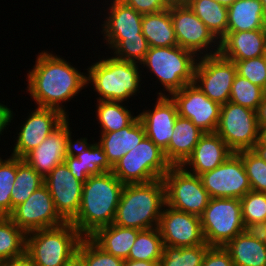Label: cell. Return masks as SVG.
I'll return each instance as SVG.
<instances>
[{"label":"cell","instance_id":"1","mask_svg":"<svg viewBox=\"0 0 266 266\" xmlns=\"http://www.w3.org/2000/svg\"><path fill=\"white\" fill-rule=\"evenodd\" d=\"M26 79V92L37 107L56 109L66 117H69L64 107L66 102L88 87L87 72L81 73L71 62L47 50L38 52Z\"/></svg>","mask_w":266,"mask_h":266},{"label":"cell","instance_id":"2","mask_svg":"<svg viewBox=\"0 0 266 266\" xmlns=\"http://www.w3.org/2000/svg\"><path fill=\"white\" fill-rule=\"evenodd\" d=\"M123 186L112 171L92 175L83 184L80 208L71 222L83 237L114 223Z\"/></svg>","mask_w":266,"mask_h":266},{"label":"cell","instance_id":"3","mask_svg":"<svg viewBox=\"0 0 266 266\" xmlns=\"http://www.w3.org/2000/svg\"><path fill=\"white\" fill-rule=\"evenodd\" d=\"M165 204L163 179L148 183L125 184L113 224L139 230L158 227Z\"/></svg>","mask_w":266,"mask_h":266},{"label":"cell","instance_id":"4","mask_svg":"<svg viewBox=\"0 0 266 266\" xmlns=\"http://www.w3.org/2000/svg\"><path fill=\"white\" fill-rule=\"evenodd\" d=\"M100 59L85 69L87 86H93V91L98 94L97 101L125 102L140 93L143 76L139 67L141 64L114 56Z\"/></svg>","mask_w":266,"mask_h":266},{"label":"cell","instance_id":"5","mask_svg":"<svg viewBox=\"0 0 266 266\" xmlns=\"http://www.w3.org/2000/svg\"><path fill=\"white\" fill-rule=\"evenodd\" d=\"M198 57L180 46L149 47L140 67L154 74L163 88L158 96H171L187 84L194 82ZM143 64V65H142ZM165 89V90H164ZM168 92V93H166Z\"/></svg>","mask_w":266,"mask_h":266},{"label":"cell","instance_id":"6","mask_svg":"<svg viewBox=\"0 0 266 266\" xmlns=\"http://www.w3.org/2000/svg\"><path fill=\"white\" fill-rule=\"evenodd\" d=\"M82 238L71 222L35 230L26 235V253L36 266H65Z\"/></svg>","mask_w":266,"mask_h":266},{"label":"cell","instance_id":"7","mask_svg":"<svg viewBox=\"0 0 266 266\" xmlns=\"http://www.w3.org/2000/svg\"><path fill=\"white\" fill-rule=\"evenodd\" d=\"M171 167L164 151L145 136L114 164L112 173L124 185L148 183L162 179Z\"/></svg>","mask_w":266,"mask_h":266},{"label":"cell","instance_id":"8","mask_svg":"<svg viewBox=\"0 0 266 266\" xmlns=\"http://www.w3.org/2000/svg\"><path fill=\"white\" fill-rule=\"evenodd\" d=\"M200 221L205 243L209 246L224 247L246 230L238 198H210Z\"/></svg>","mask_w":266,"mask_h":266},{"label":"cell","instance_id":"9","mask_svg":"<svg viewBox=\"0 0 266 266\" xmlns=\"http://www.w3.org/2000/svg\"><path fill=\"white\" fill-rule=\"evenodd\" d=\"M257 112L228 101L221 105L216 133L233 153L252 150L259 138Z\"/></svg>","mask_w":266,"mask_h":266},{"label":"cell","instance_id":"10","mask_svg":"<svg viewBox=\"0 0 266 266\" xmlns=\"http://www.w3.org/2000/svg\"><path fill=\"white\" fill-rule=\"evenodd\" d=\"M162 179L166 205L199 217L203 214L210 196L198 175L187 172L182 166H172Z\"/></svg>","mask_w":266,"mask_h":266},{"label":"cell","instance_id":"11","mask_svg":"<svg viewBox=\"0 0 266 266\" xmlns=\"http://www.w3.org/2000/svg\"><path fill=\"white\" fill-rule=\"evenodd\" d=\"M169 11L178 46L197 57L219 53V40L186 3H171Z\"/></svg>","mask_w":266,"mask_h":266},{"label":"cell","instance_id":"12","mask_svg":"<svg viewBox=\"0 0 266 266\" xmlns=\"http://www.w3.org/2000/svg\"><path fill=\"white\" fill-rule=\"evenodd\" d=\"M236 74L235 63L219 53L201 56L195 66L194 83L209 99L223 105L230 100Z\"/></svg>","mask_w":266,"mask_h":266},{"label":"cell","instance_id":"13","mask_svg":"<svg viewBox=\"0 0 266 266\" xmlns=\"http://www.w3.org/2000/svg\"><path fill=\"white\" fill-rule=\"evenodd\" d=\"M210 198L241 199L251 189L242 158L232 153L221 165L199 175Z\"/></svg>","mask_w":266,"mask_h":266},{"label":"cell","instance_id":"14","mask_svg":"<svg viewBox=\"0 0 266 266\" xmlns=\"http://www.w3.org/2000/svg\"><path fill=\"white\" fill-rule=\"evenodd\" d=\"M8 217L26 234L65 223L45 184L36 189L25 202L16 206Z\"/></svg>","mask_w":266,"mask_h":266},{"label":"cell","instance_id":"15","mask_svg":"<svg viewBox=\"0 0 266 266\" xmlns=\"http://www.w3.org/2000/svg\"><path fill=\"white\" fill-rule=\"evenodd\" d=\"M178 115L190 119L204 133L216 131L221 105L209 99L193 82L174 92Z\"/></svg>","mask_w":266,"mask_h":266},{"label":"cell","instance_id":"16","mask_svg":"<svg viewBox=\"0 0 266 266\" xmlns=\"http://www.w3.org/2000/svg\"><path fill=\"white\" fill-rule=\"evenodd\" d=\"M158 230L164 246L191 247L207 245L202 232L200 217L164 205Z\"/></svg>","mask_w":266,"mask_h":266},{"label":"cell","instance_id":"17","mask_svg":"<svg viewBox=\"0 0 266 266\" xmlns=\"http://www.w3.org/2000/svg\"><path fill=\"white\" fill-rule=\"evenodd\" d=\"M59 216L65 222H72L80 208L83 182L79 181L65 163L57 165L45 178Z\"/></svg>","mask_w":266,"mask_h":266},{"label":"cell","instance_id":"18","mask_svg":"<svg viewBox=\"0 0 266 266\" xmlns=\"http://www.w3.org/2000/svg\"><path fill=\"white\" fill-rule=\"evenodd\" d=\"M67 117L43 142L22 159L45 178L57 165L64 163L73 142Z\"/></svg>","mask_w":266,"mask_h":266},{"label":"cell","instance_id":"19","mask_svg":"<svg viewBox=\"0 0 266 266\" xmlns=\"http://www.w3.org/2000/svg\"><path fill=\"white\" fill-rule=\"evenodd\" d=\"M67 117L51 108L36 107L19 127L12 156L23 158L37 148Z\"/></svg>","mask_w":266,"mask_h":266},{"label":"cell","instance_id":"20","mask_svg":"<svg viewBox=\"0 0 266 266\" xmlns=\"http://www.w3.org/2000/svg\"><path fill=\"white\" fill-rule=\"evenodd\" d=\"M87 141L86 137L73 140L71 151L64 160L70 172L83 183L92 175H99L113 169L98 142L88 143Z\"/></svg>","mask_w":266,"mask_h":266},{"label":"cell","instance_id":"21","mask_svg":"<svg viewBox=\"0 0 266 266\" xmlns=\"http://www.w3.org/2000/svg\"><path fill=\"white\" fill-rule=\"evenodd\" d=\"M154 108L137 114L142 122L146 136L163 151L168 147L173 134L178 109L171 96H157Z\"/></svg>","mask_w":266,"mask_h":266},{"label":"cell","instance_id":"22","mask_svg":"<svg viewBox=\"0 0 266 266\" xmlns=\"http://www.w3.org/2000/svg\"><path fill=\"white\" fill-rule=\"evenodd\" d=\"M232 153L216 132L204 133L182 167L187 172L199 176L221 165Z\"/></svg>","mask_w":266,"mask_h":266},{"label":"cell","instance_id":"23","mask_svg":"<svg viewBox=\"0 0 266 266\" xmlns=\"http://www.w3.org/2000/svg\"><path fill=\"white\" fill-rule=\"evenodd\" d=\"M219 54L229 60H247L266 55V29L227 32L219 40Z\"/></svg>","mask_w":266,"mask_h":266},{"label":"cell","instance_id":"24","mask_svg":"<svg viewBox=\"0 0 266 266\" xmlns=\"http://www.w3.org/2000/svg\"><path fill=\"white\" fill-rule=\"evenodd\" d=\"M101 24L103 39H125L142 34L143 15L120 0H111Z\"/></svg>","mask_w":266,"mask_h":266},{"label":"cell","instance_id":"25","mask_svg":"<svg viewBox=\"0 0 266 266\" xmlns=\"http://www.w3.org/2000/svg\"><path fill=\"white\" fill-rule=\"evenodd\" d=\"M224 248L229 252L234 266H266V243L257 230L246 229Z\"/></svg>","mask_w":266,"mask_h":266},{"label":"cell","instance_id":"26","mask_svg":"<svg viewBox=\"0 0 266 266\" xmlns=\"http://www.w3.org/2000/svg\"><path fill=\"white\" fill-rule=\"evenodd\" d=\"M100 135L98 144L103 148L109 163L114 166L128 151L142 141L146 132L137 115L128 126L115 132H106Z\"/></svg>","mask_w":266,"mask_h":266},{"label":"cell","instance_id":"27","mask_svg":"<svg viewBox=\"0 0 266 266\" xmlns=\"http://www.w3.org/2000/svg\"><path fill=\"white\" fill-rule=\"evenodd\" d=\"M204 134L187 118L178 115L171 140L164 150L165 157L171 166H182L193 153L194 147Z\"/></svg>","mask_w":266,"mask_h":266},{"label":"cell","instance_id":"28","mask_svg":"<svg viewBox=\"0 0 266 266\" xmlns=\"http://www.w3.org/2000/svg\"><path fill=\"white\" fill-rule=\"evenodd\" d=\"M266 29L261 0H236L228 7L227 32Z\"/></svg>","mask_w":266,"mask_h":266},{"label":"cell","instance_id":"29","mask_svg":"<svg viewBox=\"0 0 266 266\" xmlns=\"http://www.w3.org/2000/svg\"><path fill=\"white\" fill-rule=\"evenodd\" d=\"M140 231L136 228L121 227L112 223L99 228L90 238L105 252L126 260Z\"/></svg>","mask_w":266,"mask_h":266},{"label":"cell","instance_id":"30","mask_svg":"<svg viewBox=\"0 0 266 266\" xmlns=\"http://www.w3.org/2000/svg\"><path fill=\"white\" fill-rule=\"evenodd\" d=\"M142 34L149 47L178 45L169 8L158 13L143 15Z\"/></svg>","mask_w":266,"mask_h":266},{"label":"cell","instance_id":"31","mask_svg":"<svg viewBox=\"0 0 266 266\" xmlns=\"http://www.w3.org/2000/svg\"><path fill=\"white\" fill-rule=\"evenodd\" d=\"M185 3L218 40L227 33V7L213 0H187Z\"/></svg>","mask_w":266,"mask_h":266},{"label":"cell","instance_id":"32","mask_svg":"<svg viewBox=\"0 0 266 266\" xmlns=\"http://www.w3.org/2000/svg\"><path fill=\"white\" fill-rule=\"evenodd\" d=\"M128 109L123 102L97 101L95 115L100 133L115 132L128 126L137 117Z\"/></svg>","mask_w":266,"mask_h":266},{"label":"cell","instance_id":"33","mask_svg":"<svg viewBox=\"0 0 266 266\" xmlns=\"http://www.w3.org/2000/svg\"><path fill=\"white\" fill-rule=\"evenodd\" d=\"M44 184V178L22 158L16 157V178L11 189L12 211Z\"/></svg>","mask_w":266,"mask_h":266},{"label":"cell","instance_id":"34","mask_svg":"<svg viewBox=\"0 0 266 266\" xmlns=\"http://www.w3.org/2000/svg\"><path fill=\"white\" fill-rule=\"evenodd\" d=\"M163 247V240L157 227L141 230L127 260L160 262Z\"/></svg>","mask_w":266,"mask_h":266},{"label":"cell","instance_id":"35","mask_svg":"<svg viewBox=\"0 0 266 266\" xmlns=\"http://www.w3.org/2000/svg\"><path fill=\"white\" fill-rule=\"evenodd\" d=\"M26 235L8 216H0V262L26 252Z\"/></svg>","mask_w":266,"mask_h":266},{"label":"cell","instance_id":"36","mask_svg":"<svg viewBox=\"0 0 266 266\" xmlns=\"http://www.w3.org/2000/svg\"><path fill=\"white\" fill-rule=\"evenodd\" d=\"M115 58L141 63L149 50V45L143 34L138 37H126L125 39H103Z\"/></svg>","mask_w":266,"mask_h":266},{"label":"cell","instance_id":"37","mask_svg":"<svg viewBox=\"0 0 266 266\" xmlns=\"http://www.w3.org/2000/svg\"><path fill=\"white\" fill-rule=\"evenodd\" d=\"M209 245L191 247L164 246L160 266H202Z\"/></svg>","mask_w":266,"mask_h":266},{"label":"cell","instance_id":"38","mask_svg":"<svg viewBox=\"0 0 266 266\" xmlns=\"http://www.w3.org/2000/svg\"><path fill=\"white\" fill-rule=\"evenodd\" d=\"M240 201L245 228L257 230L266 222V193L250 190Z\"/></svg>","mask_w":266,"mask_h":266},{"label":"cell","instance_id":"39","mask_svg":"<svg viewBox=\"0 0 266 266\" xmlns=\"http://www.w3.org/2000/svg\"><path fill=\"white\" fill-rule=\"evenodd\" d=\"M263 88L236 74L230 93V102L257 111L264 98Z\"/></svg>","mask_w":266,"mask_h":266},{"label":"cell","instance_id":"40","mask_svg":"<svg viewBox=\"0 0 266 266\" xmlns=\"http://www.w3.org/2000/svg\"><path fill=\"white\" fill-rule=\"evenodd\" d=\"M8 157H0V216L12 213L11 189L16 178V157Z\"/></svg>","mask_w":266,"mask_h":266},{"label":"cell","instance_id":"41","mask_svg":"<svg viewBox=\"0 0 266 266\" xmlns=\"http://www.w3.org/2000/svg\"><path fill=\"white\" fill-rule=\"evenodd\" d=\"M244 163L251 189L266 193V162L253 150L237 153Z\"/></svg>","mask_w":266,"mask_h":266},{"label":"cell","instance_id":"42","mask_svg":"<svg viewBox=\"0 0 266 266\" xmlns=\"http://www.w3.org/2000/svg\"><path fill=\"white\" fill-rule=\"evenodd\" d=\"M77 253L87 266H123L124 260L105 252L90 237H83Z\"/></svg>","mask_w":266,"mask_h":266},{"label":"cell","instance_id":"43","mask_svg":"<svg viewBox=\"0 0 266 266\" xmlns=\"http://www.w3.org/2000/svg\"><path fill=\"white\" fill-rule=\"evenodd\" d=\"M235 63L237 74L252 84L264 88L266 83V55L247 60H231Z\"/></svg>","mask_w":266,"mask_h":266},{"label":"cell","instance_id":"44","mask_svg":"<svg viewBox=\"0 0 266 266\" xmlns=\"http://www.w3.org/2000/svg\"><path fill=\"white\" fill-rule=\"evenodd\" d=\"M124 4L132 7L138 13L152 14L166 10L170 6L168 0H120Z\"/></svg>","mask_w":266,"mask_h":266},{"label":"cell","instance_id":"45","mask_svg":"<svg viewBox=\"0 0 266 266\" xmlns=\"http://www.w3.org/2000/svg\"><path fill=\"white\" fill-rule=\"evenodd\" d=\"M202 266H234V264L224 247L210 246L205 253Z\"/></svg>","mask_w":266,"mask_h":266},{"label":"cell","instance_id":"46","mask_svg":"<svg viewBox=\"0 0 266 266\" xmlns=\"http://www.w3.org/2000/svg\"><path fill=\"white\" fill-rule=\"evenodd\" d=\"M13 113L7 105L0 103V136L3 135L4 130L8 129L11 121H13V115L15 116V113Z\"/></svg>","mask_w":266,"mask_h":266},{"label":"cell","instance_id":"47","mask_svg":"<svg viewBox=\"0 0 266 266\" xmlns=\"http://www.w3.org/2000/svg\"><path fill=\"white\" fill-rule=\"evenodd\" d=\"M0 266H36L30 256L25 252L21 256L6 259L0 262Z\"/></svg>","mask_w":266,"mask_h":266},{"label":"cell","instance_id":"48","mask_svg":"<svg viewBox=\"0 0 266 266\" xmlns=\"http://www.w3.org/2000/svg\"><path fill=\"white\" fill-rule=\"evenodd\" d=\"M256 112L259 127H266V95L264 96Z\"/></svg>","mask_w":266,"mask_h":266},{"label":"cell","instance_id":"49","mask_svg":"<svg viewBox=\"0 0 266 266\" xmlns=\"http://www.w3.org/2000/svg\"><path fill=\"white\" fill-rule=\"evenodd\" d=\"M123 266H160V262L124 260Z\"/></svg>","mask_w":266,"mask_h":266},{"label":"cell","instance_id":"50","mask_svg":"<svg viewBox=\"0 0 266 266\" xmlns=\"http://www.w3.org/2000/svg\"><path fill=\"white\" fill-rule=\"evenodd\" d=\"M65 266H87L84 259L76 253L67 263Z\"/></svg>","mask_w":266,"mask_h":266},{"label":"cell","instance_id":"51","mask_svg":"<svg viewBox=\"0 0 266 266\" xmlns=\"http://www.w3.org/2000/svg\"><path fill=\"white\" fill-rule=\"evenodd\" d=\"M257 153L265 162H266V145H262L259 141L255 144V147L252 149Z\"/></svg>","mask_w":266,"mask_h":266},{"label":"cell","instance_id":"52","mask_svg":"<svg viewBox=\"0 0 266 266\" xmlns=\"http://www.w3.org/2000/svg\"><path fill=\"white\" fill-rule=\"evenodd\" d=\"M258 141L262 145H266V127H260L259 128V138Z\"/></svg>","mask_w":266,"mask_h":266},{"label":"cell","instance_id":"53","mask_svg":"<svg viewBox=\"0 0 266 266\" xmlns=\"http://www.w3.org/2000/svg\"><path fill=\"white\" fill-rule=\"evenodd\" d=\"M257 231L263 237L264 242L266 243V222L262 224Z\"/></svg>","mask_w":266,"mask_h":266},{"label":"cell","instance_id":"54","mask_svg":"<svg viewBox=\"0 0 266 266\" xmlns=\"http://www.w3.org/2000/svg\"><path fill=\"white\" fill-rule=\"evenodd\" d=\"M215 2H218L219 4H222L224 7H229L232 5L236 0H213Z\"/></svg>","mask_w":266,"mask_h":266},{"label":"cell","instance_id":"55","mask_svg":"<svg viewBox=\"0 0 266 266\" xmlns=\"http://www.w3.org/2000/svg\"><path fill=\"white\" fill-rule=\"evenodd\" d=\"M170 3H185L187 0H168Z\"/></svg>","mask_w":266,"mask_h":266},{"label":"cell","instance_id":"56","mask_svg":"<svg viewBox=\"0 0 266 266\" xmlns=\"http://www.w3.org/2000/svg\"><path fill=\"white\" fill-rule=\"evenodd\" d=\"M261 3L263 5L265 16H266V0H261Z\"/></svg>","mask_w":266,"mask_h":266},{"label":"cell","instance_id":"57","mask_svg":"<svg viewBox=\"0 0 266 266\" xmlns=\"http://www.w3.org/2000/svg\"><path fill=\"white\" fill-rule=\"evenodd\" d=\"M263 92H264V95H266V83L264 85Z\"/></svg>","mask_w":266,"mask_h":266}]
</instances>
